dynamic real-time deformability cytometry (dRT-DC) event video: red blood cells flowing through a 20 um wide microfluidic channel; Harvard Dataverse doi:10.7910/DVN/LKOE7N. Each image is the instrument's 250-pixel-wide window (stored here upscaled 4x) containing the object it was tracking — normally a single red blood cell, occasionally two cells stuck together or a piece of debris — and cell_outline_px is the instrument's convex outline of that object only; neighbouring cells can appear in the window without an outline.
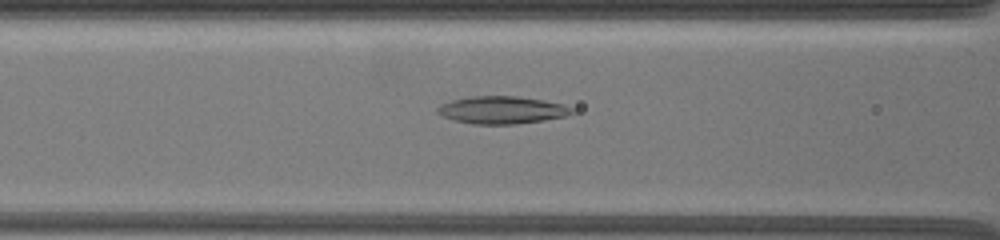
{"species": "common noctule bat (a hibernating species)", "species_latin": "Nyctalus noctula", "temperature_condition": "warm", "stored_images_in_passage": 27, "camera_frame_rate_fps": 3000, "um_per_image_px": 0.085, "animal": {"sex": "female", "body_mass_g": 19.5, "forearm_length_mm": 54.1}, "frame": {"image": 1, "passage_image": 4, "time_ms": 1.333, "image_size_px": [1000, 240], "cell_outline_px": [[576, 112], [564, 116], [544, 120], [516, 124], [472, 124], [456, 120], [444, 116], [436, 112], [436, 108], [440, 104], [452, 100], [468, 96], [516, 96], [544, 100], [564, 104], [572, 108]], "centroid_in_image_um": [42.67, 9.34], "position_along_channel_um": 123.9, "area_um2": 21.56}}
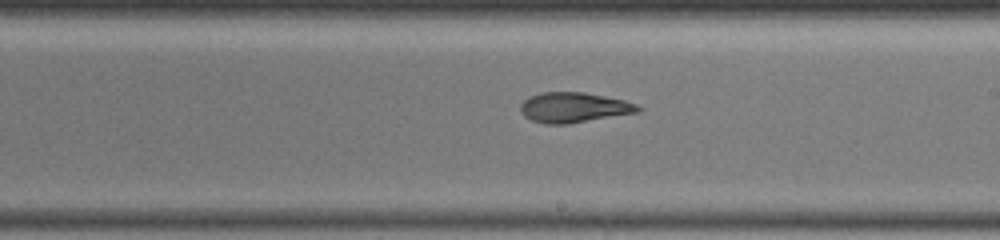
{"frame": {"image": 2, "passage_image": 13, "time_ms": 4.667, "image_size_px": [1000, 240], "cell_outline_px": [[640, 108], [636, 112], [568, 124], [544, 124], [532, 120], [524, 116], [520, 108], [520, 104], [528, 96], [544, 92], [584, 92], [624, 100], [636, 104]], "centroid_in_image_um": [48.71, 9.13], "position_along_channel_um": 240.3, "area_um2": 20.4}}
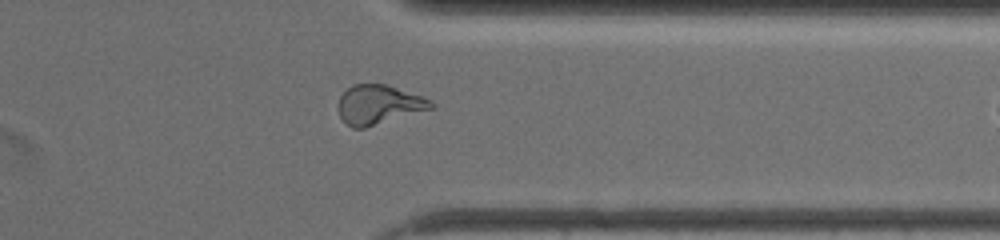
{"frame": {"image": 3, "passage_image": 24, "time_ms": 8.667, "image_size_px": [1000, 240], "cell_outline_px": [[436, 104], [432, 108], [364, 128], [352, 128], [340, 116], [340, 96], [352, 84], [384, 84], [420, 96]], "centroid_in_image_um": [32.17, 8.89], "position_along_channel_um": 379.2, "area_um2": 20.52}}